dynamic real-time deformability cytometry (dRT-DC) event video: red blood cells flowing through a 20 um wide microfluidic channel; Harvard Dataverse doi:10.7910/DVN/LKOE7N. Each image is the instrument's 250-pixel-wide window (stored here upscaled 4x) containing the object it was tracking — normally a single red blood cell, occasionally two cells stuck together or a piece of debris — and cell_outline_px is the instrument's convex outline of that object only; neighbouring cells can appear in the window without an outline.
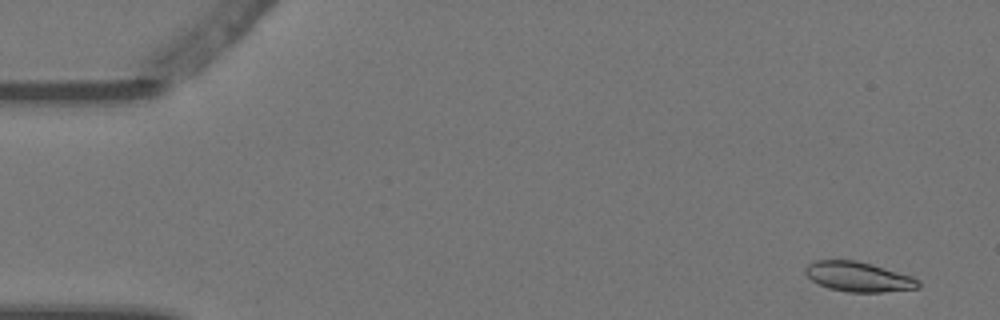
{"species": "Egyptian fruit bat (a non-hibernating species)", "species_latin": "Rousettus aegyptiacus", "temperature_condition": "warm", "stored_images_in_passage": 6, "camera_frame_rate_fps": 3000, "um_per_image_px": 0.085, "animal": {"sex": "female"}, "frame": {"image": 1, "passage_image": 1, "time_ms": 0.0, "image_size_px": [1000, 320], "cell_outline_px": [[920, 288], [884, 292], [848, 292], [828, 288], [812, 280], [804, 272], [804, 268], [812, 260], [856, 260], [872, 264], [912, 276], [920, 280]], "centroid_in_image_um": [72.98, 23.52], "position_along_channel_um": 12.0, "area_um2": 19.77}}
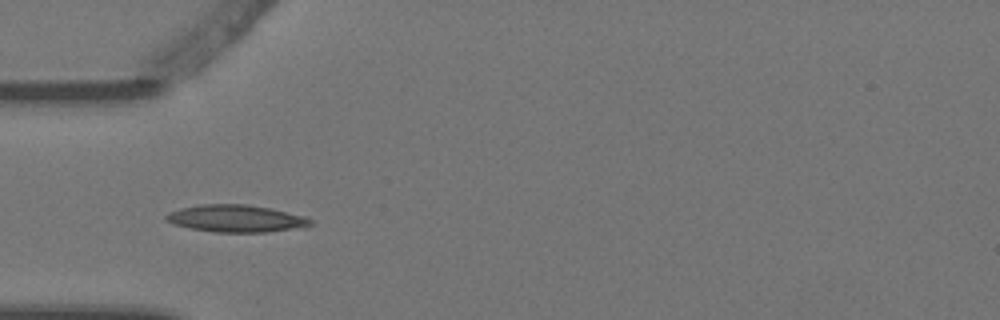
{"frame": {"image": 2, "passage_image": 5, "time_ms": 1.333, "image_size_px": [1000, 320], "cell_outline_px": [[312, 224], [308, 228], [268, 232], [212, 232], [192, 228], [176, 224], [168, 220], [164, 216], [168, 212], [180, 208], [200, 204], [248, 204], [272, 208], [304, 216], [312, 220]], "centroid_in_image_um": [20.15, 18.57], "position_along_channel_um": 64.9, "area_um2": 23.12}}
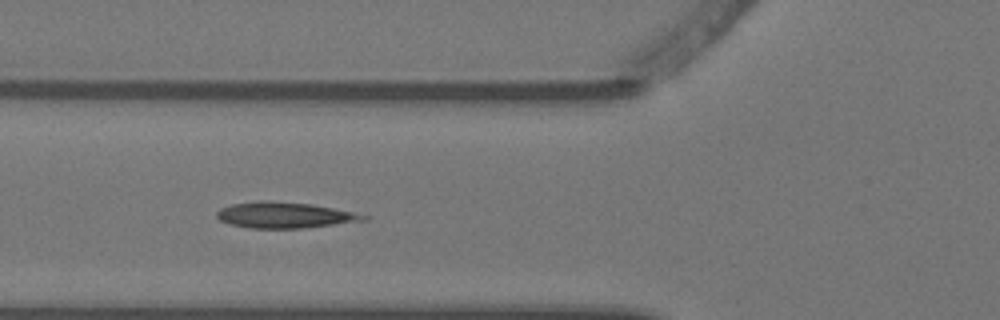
{"frame": {"image": 3, "passage_image": 6, "time_ms": 1.667, "image_size_px": [1000, 320], "cell_outline_px": [[368, 220], [304, 228], [248, 228], [232, 224], [220, 220], [216, 216], [216, 212], [220, 208], [232, 204], [260, 200], [264, 200], [312, 204], [352, 212], [368, 216]], "centroid_in_image_um": [24.17, 18.28], "position_along_channel_um": 101.6, "area_um2": 22.02}}